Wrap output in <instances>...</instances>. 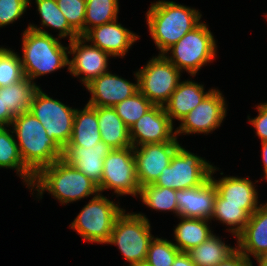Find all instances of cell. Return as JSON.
<instances>
[{"mask_svg":"<svg viewBox=\"0 0 267 266\" xmlns=\"http://www.w3.org/2000/svg\"><path fill=\"white\" fill-rule=\"evenodd\" d=\"M237 246L232 247L222 242V239L212 234L199 246L193 247L187 253L195 266H216L231 255Z\"/></svg>","mask_w":267,"mask_h":266,"instance_id":"cell-28","label":"cell"},{"mask_svg":"<svg viewBox=\"0 0 267 266\" xmlns=\"http://www.w3.org/2000/svg\"><path fill=\"white\" fill-rule=\"evenodd\" d=\"M139 91L154 105L164 106L181 81V71L163 54L137 71Z\"/></svg>","mask_w":267,"mask_h":266,"instance_id":"cell-9","label":"cell"},{"mask_svg":"<svg viewBox=\"0 0 267 266\" xmlns=\"http://www.w3.org/2000/svg\"><path fill=\"white\" fill-rule=\"evenodd\" d=\"M56 2L69 25L83 37L86 0H56Z\"/></svg>","mask_w":267,"mask_h":266,"instance_id":"cell-36","label":"cell"},{"mask_svg":"<svg viewBox=\"0 0 267 266\" xmlns=\"http://www.w3.org/2000/svg\"><path fill=\"white\" fill-rule=\"evenodd\" d=\"M154 104H152L139 90L116 104L114 109L117 115L127 125L128 128L139 120L148 110H150Z\"/></svg>","mask_w":267,"mask_h":266,"instance_id":"cell-33","label":"cell"},{"mask_svg":"<svg viewBox=\"0 0 267 266\" xmlns=\"http://www.w3.org/2000/svg\"><path fill=\"white\" fill-rule=\"evenodd\" d=\"M216 266H253V263L252 260L247 259L243 253L236 249L231 255Z\"/></svg>","mask_w":267,"mask_h":266,"instance_id":"cell-39","label":"cell"},{"mask_svg":"<svg viewBox=\"0 0 267 266\" xmlns=\"http://www.w3.org/2000/svg\"><path fill=\"white\" fill-rule=\"evenodd\" d=\"M75 108L53 99L39 87L34 93L29 111L42 123L47 136L63 150L69 143L75 117Z\"/></svg>","mask_w":267,"mask_h":266,"instance_id":"cell-8","label":"cell"},{"mask_svg":"<svg viewBox=\"0 0 267 266\" xmlns=\"http://www.w3.org/2000/svg\"><path fill=\"white\" fill-rule=\"evenodd\" d=\"M178 218H180L181 221L173 230L174 240L176 241L173 244L180 252H188L214 234L208 225L209 220L207 219Z\"/></svg>","mask_w":267,"mask_h":266,"instance_id":"cell-27","label":"cell"},{"mask_svg":"<svg viewBox=\"0 0 267 266\" xmlns=\"http://www.w3.org/2000/svg\"><path fill=\"white\" fill-rule=\"evenodd\" d=\"M39 88L28 78L9 86L2 87V102L14 115H20L30 109L34 93Z\"/></svg>","mask_w":267,"mask_h":266,"instance_id":"cell-29","label":"cell"},{"mask_svg":"<svg viewBox=\"0 0 267 266\" xmlns=\"http://www.w3.org/2000/svg\"><path fill=\"white\" fill-rule=\"evenodd\" d=\"M256 108L258 110L257 117L251 119L250 116H247V119L254 126L256 135L262 142L267 140V102L260 103Z\"/></svg>","mask_w":267,"mask_h":266,"instance_id":"cell-38","label":"cell"},{"mask_svg":"<svg viewBox=\"0 0 267 266\" xmlns=\"http://www.w3.org/2000/svg\"><path fill=\"white\" fill-rule=\"evenodd\" d=\"M264 178L267 180V140L261 142Z\"/></svg>","mask_w":267,"mask_h":266,"instance_id":"cell-42","label":"cell"},{"mask_svg":"<svg viewBox=\"0 0 267 266\" xmlns=\"http://www.w3.org/2000/svg\"><path fill=\"white\" fill-rule=\"evenodd\" d=\"M123 210L118 203L110 201L99 193L80 210L69 227L75 230L85 242L106 244L115 220Z\"/></svg>","mask_w":267,"mask_h":266,"instance_id":"cell-7","label":"cell"},{"mask_svg":"<svg viewBox=\"0 0 267 266\" xmlns=\"http://www.w3.org/2000/svg\"><path fill=\"white\" fill-rule=\"evenodd\" d=\"M202 15L195 8L174 1L159 0L151 3L146 22L159 54L177 43L187 32L197 27Z\"/></svg>","mask_w":267,"mask_h":266,"instance_id":"cell-1","label":"cell"},{"mask_svg":"<svg viewBox=\"0 0 267 266\" xmlns=\"http://www.w3.org/2000/svg\"><path fill=\"white\" fill-rule=\"evenodd\" d=\"M86 43V39L80 36L68 44L69 54H72L73 58L69 59L67 69L72 76L82 75L80 81L84 86L108 72V59L111 57L99 47Z\"/></svg>","mask_w":267,"mask_h":266,"instance_id":"cell-14","label":"cell"},{"mask_svg":"<svg viewBox=\"0 0 267 266\" xmlns=\"http://www.w3.org/2000/svg\"><path fill=\"white\" fill-rule=\"evenodd\" d=\"M14 115L4 106L2 102V87H0V128L8 127L11 125L14 119Z\"/></svg>","mask_w":267,"mask_h":266,"instance_id":"cell-40","label":"cell"},{"mask_svg":"<svg viewBox=\"0 0 267 266\" xmlns=\"http://www.w3.org/2000/svg\"><path fill=\"white\" fill-rule=\"evenodd\" d=\"M204 91V85L192 80L179 82L176 90L171 94L169 101L164 105L165 111L174 123V119L180 121L213 90Z\"/></svg>","mask_w":267,"mask_h":266,"instance_id":"cell-22","label":"cell"},{"mask_svg":"<svg viewBox=\"0 0 267 266\" xmlns=\"http://www.w3.org/2000/svg\"><path fill=\"white\" fill-rule=\"evenodd\" d=\"M154 236L146 215L141 213H126L125 209L116 218L109 241L106 244L116 245L123 259L129 266L145 263L147 251Z\"/></svg>","mask_w":267,"mask_h":266,"instance_id":"cell-5","label":"cell"},{"mask_svg":"<svg viewBox=\"0 0 267 266\" xmlns=\"http://www.w3.org/2000/svg\"><path fill=\"white\" fill-rule=\"evenodd\" d=\"M84 39L113 57H124L134 42L140 38L136 33L123 27L118 20L91 28Z\"/></svg>","mask_w":267,"mask_h":266,"instance_id":"cell-17","label":"cell"},{"mask_svg":"<svg viewBox=\"0 0 267 266\" xmlns=\"http://www.w3.org/2000/svg\"><path fill=\"white\" fill-rule=\"evenodd\" d=\"M236 240L237 249L249 260L252 256L257 259L267 252V202L260 204L250 215L248 223Z\"/></svg>","mask_w":267,"mask_h":266,"instance_id":"cell-21","label":"cell"},{"mask_svg":"<svg viewBox=\"0 0 267 266\" xmlns=\"http://www.w3.org/2000/svg\"><path fill=\"white\" fill-rule=\"evenodd\" d=\"M224 95L214 88L200 104L184 116L175 129V136L209 134L221 126L226 117L227 106Z\"/></svg>","mask_w":267,"mask_h":266,"instance_id":"cell-12","label":"cell"},{"mask_svg":"<svg viewBox=\"0 0 267 266\" xmlns=\"http://www.w3.org/2000/svg\"><path fill=\"white\" fill-rule=\"evenodd\" d=\"M17 137L23 163L36 175L63 156V149L47 136L42 123L30 112L16 115L10 125Z\"/></svg>","mask_w":267,"mask_h":266,"instance_id":"cell-3","label":"cell"},{"mask_svg":"<svg viewBox=\"0 0 267 266\" xmlns=\"http://www.w3.org/2000/svg\"><path fill=\"white\" fill-rule=\"evenodd\" d=\"M172 266H195L187 252H180Z\"/></svg>","mask_w":267,"mask_h":266,"instance_id":"cell-41","label":"cell"},{"mask_svg":"<svg viewBox=\"0 0 267 266\" xmlns=\"http://www.w3.org/2000/svg\"><path fill=\"white\" fill-rule=\"evenodd\" d=\"M216 52V40L206 23L201 22L163 55L181 72L186 71L194 77L202 66L215 59Z\"/></svg>","mask_w":267,"mask_h":266,"instance_id":"cell-6","label":"cell"},{"mask_svg":"<svg viewBox=\"0 0 267 266\" xmlns=\"http://www.w3.org/2000/svg\"><path fill=\"white\" fill-rule=\"evenodd\" d=\"M16 137L7 127L0 128V168L15 169L26 187L33 185L35 174L23 163Z\"/></svg>","mask_w":267,"mask_h":266,"instance_id":"cell-24","label":"cell"},{"mask_svg":"<svg viewBox=\"0 0 267 266\" xmlns=\"http://www.w3.org/2000/svg\"><path fill=\"white\" fill-rule=\"evenodd\" d=\"M179 253L180 250L171 240L154 237L149 245L144 264L146 266H172Z\"/></svg>","mask_w":267,"mask_h":266,"instance_id":"cell-35","label":"cell"},{"mask_svg":"<svg viewBox=\"0 0 267 266\" xmlns=\"http://www.w3.org/2000/svg\"><path fill=\"white\" fill-rule=\"evenodd\" d=\"M118 0H86L84 35L91 29L118 19Z\"/></svg>","mask_w":267,"mask_h":266,"instance_id":"cell-31","label":"cell"},{"mask_svg":"<svg viewBox=\"0 0 267 266\" xmlns=\"http://www.w3.org/2000/svg\"><path fill=\"white\" fill-rule=\"evenodd\" d=\"M21 64L23 73L33 83L40 76L69 67V48L51 33H40L29 29L22 35Z\"/></svg>","mask_w":267,"mask_h":266,"instance_id":"cell-4","label":"cell"},{"mask_svg":"<svg viewBox=\"0 0 267 266\" xmlns=\"http://www.w3.org/2000/svg\"><path fill=\"white\" fill-rule=\"evenodd\" d=\"M140 188L136 177L133 147L112 149L104 159L99 192L111 189L117 197L120 195L139 197Z\"/></svg>","mask_w":267,"mask_h":266,"instance_id":"cell-11","label":"cell"},{"mask_svg":"<svg viewBox=\"0 0 267 266\" xmlns=\"http://www.w3.org/2000/svg\"><path fill=\"white\" fill-rule=\"evenodd\" d=\"M212 166L203 157L195 155L180 145L170 165L161 171L153 184L176 191L200 186L210 177Z\"/></svg>","mask_w":267,"mask_h":266,"instance_id":"cell-10","label":"cell"},{"mask_svg":"<svg viewBox=\"0 0 267 266\" xmlns=\"http://www.w3.org/2000/svg\"><path fill=\"white\" fill-rule=\"evenodd\" d=\"M258 266H267V252L263 253L257 259Z\"/></svg>","mask_w":267,"mask_h":266,"instance_id":"cell-43","label":"cell"},{"mask_svg":"<svg viewBox=\"0 0 267 266\" xmlns=\"http://www.w3.org/2000/svg\"><path fill=\"white\" fill-rule=\"evenodd\" d=\"M24 78L20 56L14 50L0 47V87L20 82Z\"/></svg>","mask_w":267,"mask_h":266,"instance_id":"cell-34","label":"cell"},{"mask_svg":"<svg viewBox=\"0 0 267 266\" xmlns=\"http://www.w3.org/2000/svg\"><path fill=\"white\" fill-rule=\"evenodd\" d=\"M143 205L152 210L170 211L178 216L176 190L167 187L147 184L140 188L139 193Z\"/></svg>","mask_w":267,"mask_h":266,"instance_id":"cell-32","label":"cell"},{"mask_svg":"<svg viewBox=\"0 0 267 266\" xmlns=\"http://www.w3.org/2000/svg\"><path fill=\"white\" fill-rule=\"evenodd\" d=\"M111 150L102 140L95 146L66 145L62 159L80 170L99 188L103 176L104 159Z\"/></svg>","mask_w":267,"mask_h":266,"instance_id":"cell-19","label":"cell"},{"mask_svg":"<svg viewBox=\"0 0 267 266\" xmlns=\"http://www.w3.org/2000/svg\"><path fill=\"white\" fill-rule=\"evenodd\" d=\"M37 11L41 17V27L29 23L28 28L40 33L46 34L47 31L43 27H50L51 29L58 30V38L69 37V42L80 35L69 25L67 19L59 9L56 0H35Z\"/></svg>","mask_w":267,"mask_h":266,"instance_id":"cell-26","label":"cell"},{"mask_svg":"<svg viewBox=\"0 0 267 266\" xmlns=\"http://www.w3.org/2000/svg\"><path fill=\"white\" fill-rule=\"evenodd\" d=\"M136 82L132 83L110 71L101 74L85 87L91 93L88 105L93 107H114L128 97L135 94L138 88V74L134 72Z\"/></svg>","mask_w":267,"mask_h":266,"instance_id":"cell-16","label":"cell"},{"mask_svg":"<svg viewBox=\"0 0 267 266\" xmlns=\"http://www.w3.org/2000/svg\"><path fill=\"white\" fill-rule=\"evenodd\" d=\"M101 140L111 149L132 147L129 128L114 107H96Z\"/></svg>","mask_w":267,"mask_h":266,"instance_id":"cell-23","label":"cell"},{"mask_svg":"<svg viewBox=\"0 0 267 266\" xmlns=\"http://www.w3.org/2000/svg\"><path fill=\"white\" fill-rule=\"evenodd\" d=\"M217 190L209 177L202 185L176 191L178 216L211 221Z\"/></svg>","mask_w":267,"mask_h":266,"instance_id":"cell-18","label":"cell"},{"mask_svg":"<svg viewBox=\"0 0 267 266\" xmlns=\"http://www.w3.org/2000/svg\"><path fill=\"white\" fill-rule=\"evenodd\" d=\"M101 141L96 107L75 110L72 136L67 145L95 146Z\"/></svg>","mask_w":267,"mask_h":266,"instance_id":"cell-25","label":"cell"},{"mask_svg":"<svg viewBox=\"0 0 267 266\" xmlns=\"http://www.w3.org/2000/svg\"><path fill=\"white\" fill-rule=\"evenodd\" d=\"M29 0H0V27L13 24L30 6Z\"/></svg>","mask_w":267,"mask_h":266,"instance_id":"cell-37","label":"cell"},{"mask_svg":"<svg viewBox=\"0 0 267 266\" xmlns=\"http://www.w3.org/2000/svg\"><path fill=\"white\" fill-rule=\"evenodd\" d=\"M178 138L170 142L143 144L133 147L136 177L140 187L153 184L161 171L170 165L171 159L178 150Z\"/></svg>","mask_w":267,"mask_h":266,"instance_id":"cell-13","label":"cell"},{"mask_svg":"<svg viewBox=\"0 0 267 266\" xmlns=\"http://www.w3.org/2000/svg\"><path fill=\"white\" fill-rule=\"evenodd\" d=\"M30 191H37V198H42L43 192L48 191L62 205L100 193L94 182L62 158L35 175Z\"/></svg>","mask_w":267,"mask_h":266,"instance_id":"cell-2","label":"cell"},{"mask_svg":"<svg viewBox=\"0 0 267 266\" xmlns=\"http://www.w3.org/2000/svg\"><path fill=\"white\" fill-rule=\"evenodd\" d=\"M215 171L217 168L212 166L210 178L217 193L223 198V204L242 205L250 215L258 209V191L249 177L223 176L217 180L213 177Z\"/></svg>","mask_w":267,"mask_h":266,"instance_id":"cell-20","label":"cell"},{"mask_svg":"<svg viewBox=\"0 0 267 266\" xmlns=\"http://www.w3.org/2000/svg\"><path fill=\"white\" fill-rule=\"evenodd\" d=\"M132 147L143 144L172 141L175 136L173 123L164 106L154 105L129 128Z\"/></svg>","mask_w":267,"mask_h":266,"instance_id":"cell-15","label":"cell"},{"mask_svg":"<svg viewBox=\"0 0 267 266\" xmlns=\"http://www.w3.org/2000/svg\"><path fill=\"white\" fill-rule=\"evenodd\" d=\"M250 214L242 208V205L223 204V198L217 193L211 220L216 219L227 225L226 230L237 237L245 228Z\"/></svg>","mask_w":267,"mask_h":266,"instance_id":"cell-30","label":"cell"}]
</instances>
